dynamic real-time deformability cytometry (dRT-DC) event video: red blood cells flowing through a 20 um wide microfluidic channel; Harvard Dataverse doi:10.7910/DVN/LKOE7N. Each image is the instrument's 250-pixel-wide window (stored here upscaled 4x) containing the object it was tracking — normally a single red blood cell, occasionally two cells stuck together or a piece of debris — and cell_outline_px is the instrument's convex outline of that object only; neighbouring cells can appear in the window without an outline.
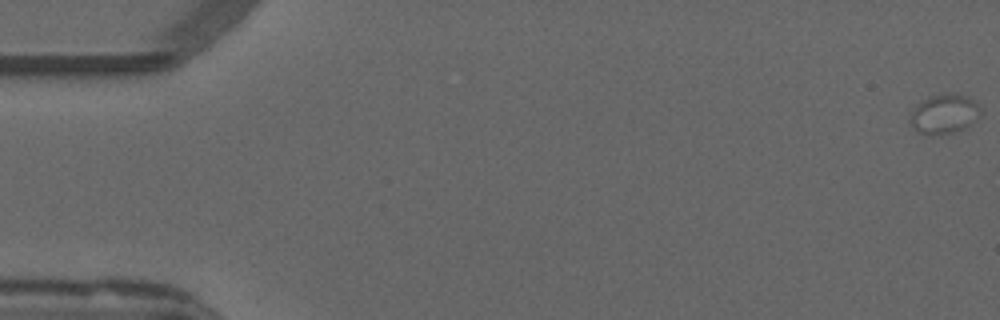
{"species": "common noctule bat (a hibernating species)", "species_latin": "Nyctalus noctula", "temperature_condition": "warm", "stored_images_in_passage": 30, "camera_frame_rate_fps": 3000, "um_per_image_px": 0.085, "animal": {"sex": "male", "forearm_length_mm": 52.5}, "frame": {"image": 1, "passage_image": 1, "time_ms": 0.0, "image_size_px": [1000, 320], "cell_outline_px": [[980, 116], [976, 120], [964, 128], [940, 136], [932, 136], [916, 132], [912, 128], [912, 108], [916, 104], [928, 96], [956, 92], [972, 100], [980, 108]], "centroid_in_image_um": [80.23, 9.7], "position_along_channel_um": 4.8, "area_um2": 16.3}}
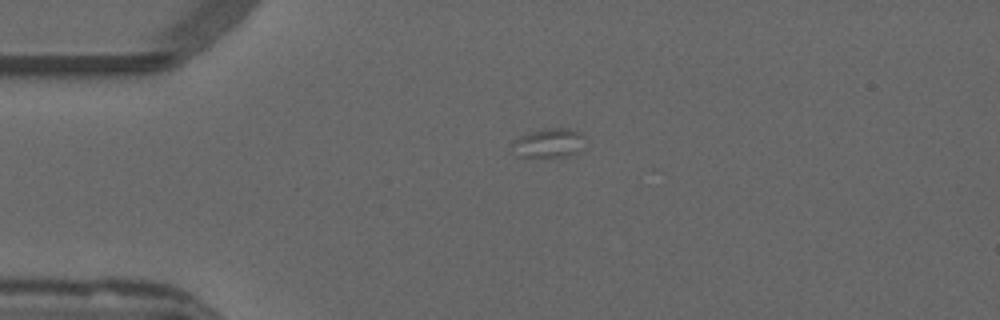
{"frame": {"image": 2, "passage_image": 14, "time_ms": 4.333, "image_size_px": [1000, 320], "cell_outline_px": [[584, 136], [576, 152], [572, 156], [516, 156], [512, 152], [512, 144], [520, 136], [544, 128], [568, 128], [580, 132]], "centroid_in_image_um": [46.6, 12.15], "position_along_channel_um": 38.4, "area_um2": 12.02}}